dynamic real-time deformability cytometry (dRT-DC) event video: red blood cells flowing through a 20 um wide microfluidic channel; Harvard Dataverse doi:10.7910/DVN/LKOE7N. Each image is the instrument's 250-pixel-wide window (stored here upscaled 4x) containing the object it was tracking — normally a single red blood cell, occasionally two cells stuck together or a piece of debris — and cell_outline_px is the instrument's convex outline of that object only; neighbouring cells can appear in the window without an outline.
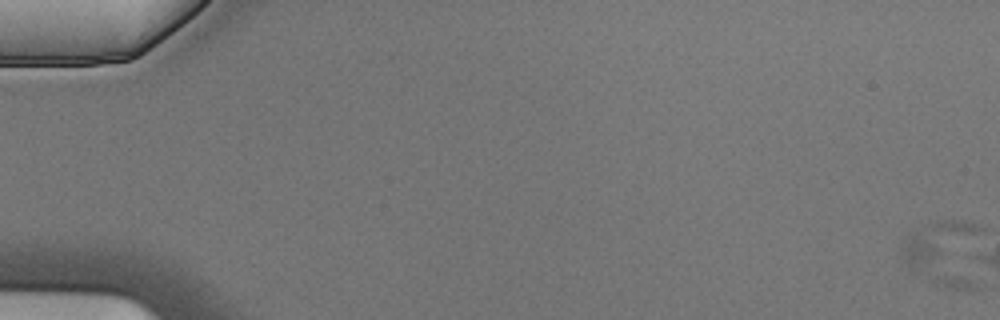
{"species": "Egyptian fruit bat (a non-hibernating species)", "species_latin": "Rousettus aegyptiacus", "temperature_condition": "cold", "stored_images_in_passage": 7, "segment_of_instrument_passage": [1, 3], "camera_frame_rate_fps": 3000, "um_per_image_px": 0.085, "animal": {"sex": "male"}, "frame": {"image": 1, "passage_image": 1, "time_ms": 0.0, "image_size_px": [1000, 320], "cell_outline_px": [[984, 288], [936, 288], [920, 276], [900, 260], [900, 252], [908, 232], [924, 224], [940, 220], [960, 220], [976, 224], [984, 228]], "centroid_in_image_um": [80.47, 21.57], "position_along_channel_um": 4.5, "area_um2": 34.68}}